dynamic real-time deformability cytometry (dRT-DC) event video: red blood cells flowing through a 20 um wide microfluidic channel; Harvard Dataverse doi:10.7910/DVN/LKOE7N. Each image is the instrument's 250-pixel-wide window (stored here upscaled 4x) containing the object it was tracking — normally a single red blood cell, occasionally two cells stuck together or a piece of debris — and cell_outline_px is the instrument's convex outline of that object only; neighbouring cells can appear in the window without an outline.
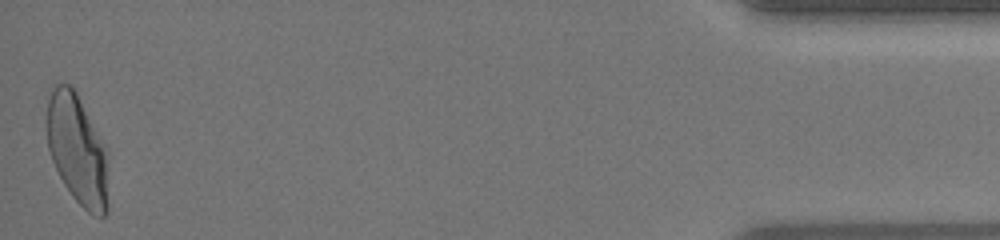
{"species": "human", "species_latin": "Homo sapiens", "temperature_condition": "warm", "stored_images_in_passage": 37, "camera_frame_rate_fps": 3000, "um_per_image_px": 0.085, "donor": {"sex": "female"}, "frame": {"image": 1, "passage_image": 37, "time_ms": 12.0, "image_size_px": [1000, 240], "cell_outline_px": [[108, 212], [104, 216], [100, 216], [88, 212], [72, 196], [64, 184], [52, 160], [48, 148], [44, 128], [44, 120], [48, 100], [52, 84], [68, 84], [76, 92], [108, 152]], "centroid_in_image_um": [6.55, 12.71], "position_along_channel_um": 428.7, "area_um2": 40.06}, "authors_computed_cell_mechanics": {"area_um2": 38.0324, "velocity_mm_per_s": 4.1323, "shape_relaxation_time_tau1_ms": 6.3999, "shape_relaxation_time_tau2_ms": 0.912, "deformation_change_tau1": 0.236, "deformation_change_tau2": 0.078}}